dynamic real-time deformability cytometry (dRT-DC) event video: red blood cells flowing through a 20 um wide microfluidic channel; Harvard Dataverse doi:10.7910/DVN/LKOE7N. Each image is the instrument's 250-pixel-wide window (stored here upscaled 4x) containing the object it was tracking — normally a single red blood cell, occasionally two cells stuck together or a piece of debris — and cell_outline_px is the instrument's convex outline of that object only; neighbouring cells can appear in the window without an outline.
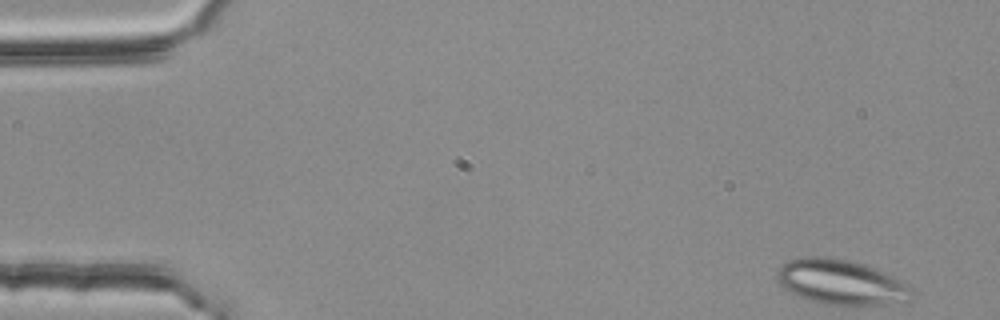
{"species": "common noctule bat (a hibernating species)", "species_latin": "Nyctalus noctula", "temperature_condition": "room temperature", "stored_images_in_passage": 49, "camera_frame_rate_fps": 3000, "um_per_image_px": 0.085, "animal": {"sex": "female", "body_mass_g": 25.1}, "frame": {"image": 1, "passage_image": 1, "time_ms": 0.0, "image_size_px": [1000, 320], "cell_outline_px": [[912, 300], [880, 304], [824, 304], [800, 296], [784, 288], [776, 280], [776, 272], [788, 260], [804, 256], [824, 256], [864, 264], [904, 280], [912, 288]], "centroid_in_image_um": [71.5, 23.96], "position_along_channel_um": 13.5, "area_um2": 34.97}}
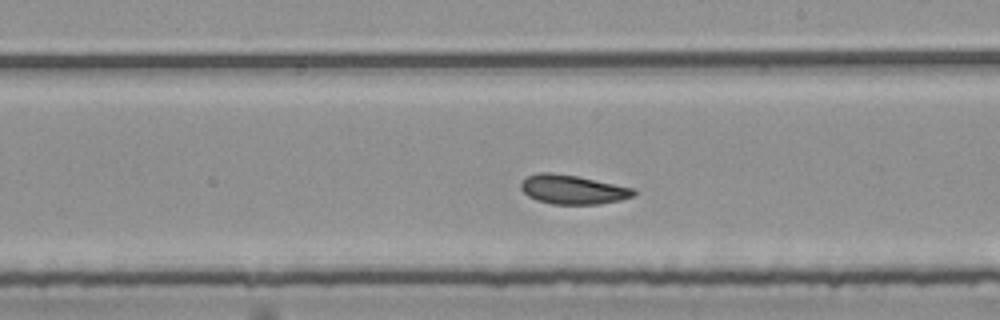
{"frame": {"image": 2, "passage_image": 29, "time_ms": 9.333, "image_size_px": [1000, 320], "cell_outline_px": [[636, 196], [620, 200], [596, 204], [552, 204], [536, 200], [528, 196], [520, 188], [520, 184], [528, 176], [540, 172], [552, 172], [576, 176], [632, 188], [636, 192]], "centroid_in_image_um": [48.66, 16.11], "position_along_channel_um": 240.3, "area_um2": 18.96}}
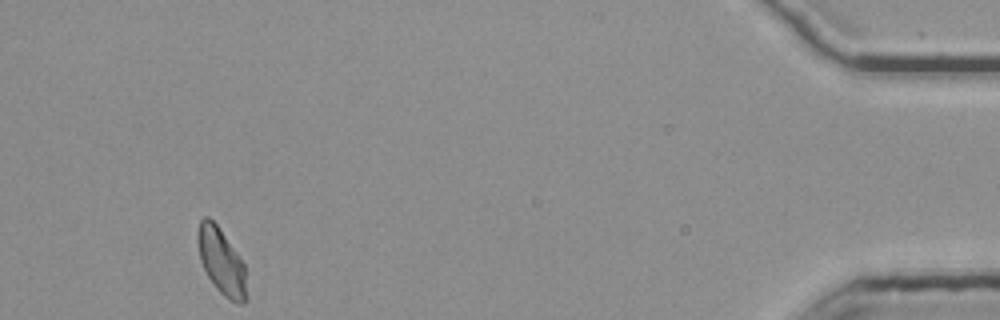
{"frame": {"image": 3, "passage_image": 49, "time_ms": 16.0, "image_size_px": [1000, 320], "cell_outline_px": [[248, 300], [244, 304], [236, 304], [224, 296], [216, 288], [208, 276], [200, 260], [196, 236], [200, 220], [204, 216], [208, 216], [216, 224], [236, 252], [244, 264], [248, 296]], "centroid_in_image_um": [18.83, 22.27], "position_along_channel_um": 416.4, "area_um2": 18.9}, "authors_computed_cell_mechanics": {"area_um2": 19.5364, "velocity_mm_per_s": 3.7564, "shape_relaxation_time_tau1_ms": null, "shape_relaxation_time_tau2_ms": 2.2358, "deformation_change_tau1": null, "deformation_change_tau2": 0.0881}}